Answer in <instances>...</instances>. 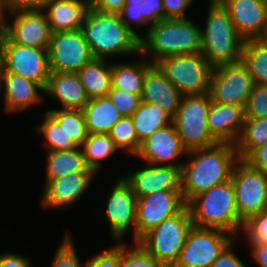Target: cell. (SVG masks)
<instances>
[{"mask_svg": "<svg viewBox=\"0 0 267 267\" xmlns=\"http://www.w3.org/2000/svg\"><path fill=\"white\" fill-rule=\"evenodd\" d=\"M186 205L190 210L193 226L223 230L238 240L243 221L238 215L231 179L198 194Z\"/></svg>", "mask_w": 267, "mask_h": 267, "instance_id": "4", "label": "cell"}, {"mask_svg": "<svg viewBox=\"0 0 267 267\" xmlns=\"http://www.w3.org/2000/svg\"><path fill=\"white\" fill-rule=\"evenodd\" d=\"M202 28L191 18L161 19L140 39V53L153 64L166 56L201 53Z\"/></svg>", "mask_w": 267, "mask_h": 267, "instance_id": "3", "label": "cell"}, {"mask_svg": "<svg viewBox=\"0 0 267 267\" xmlns=\"http://www.w3.org/2000/svg\"><path fill=\"white\" fill-rule=\"evenodd\" d=\"M90 9L119 14L127 0H88Z\"/></svg>", "mask_w": 267, "mask_h": 267, "instance_id": "50", "label": "cell"}, {"mask_svg": "<svg viewBox=\"0 0 267 267\" xmlns=\"http://www.w3.org/2000/svg\"><path fill=\"white\" fill-rule=\"evenodd\" d=\"M189 6H192L194 0H184Z\"/></svg>", "mask_w": 267, "mask_h": 267, "instance_id": "55", "label": "cell"}, {"mask_svg": "<svg viewBox=\"0 0 267 267\" xmlns=\"http://www.w3.org/2000/svg\"><path fill=\"white\" fill-rule=\"evenodd\" d=\"M186 158L188 161L184 160L181 167L185 204L198 194L231 179L234 165L239 160L235 144L226 142L187 151Z\"/></svg>", "mask_w": 267, "mask_h": 267, "instance_id": "1", "label": "cell"}, {"mask_svg": "<svg viewBox=\"0 0 267 267\" xmlns=\"http://www.w3.org/2000/svg\"><path fill=\"white\" fill-rule=\"evenodd\" d=\"M210 105L209 93L183 96L181 106L172 118V123L187 151L218 143L212 136L207 122Z\"/></svg>", "mask_w": 267, "mask_h": 267, "instance_id": "6", "label": "cell"}, {"mask_svg": "<svg viewBox=\"0 0 267 267\" xmlns=\"http://www.w3.org/2000/svg\"><path fill=\"white\" fill-rule=\"evenodd\" d=\"M121 267H165L139 242H121Z\"/></svg>", "mask_w": 267, "mask_h": 267, "instance_id": "37", "label": "cell"}, {"mask_svg": "<svg viewBox=\"0 0 267 267\" xmlns=\"http://www.w3.org/2000/svg\"><path fill=\"white\" fill-rule=\"evenodd\" d=\"M186 155L187 150L184 148L181 138L177 135L173 123H171L156 130L143 140L134 157L148 164L182 166V156L185 158Z\"/></svg>", "mask_w": 267, "mask_h": 267, "instance_id": "17", "label": "cell"}, {"mask_svg": "<svg viewBox=\"0 0 267 267\" xmlns=\"http://www.w3.org/2000/svg\"><path fill=\"white\" fill-rule=\"evenodd\" d=\"M183 95L209 93L213 66L202 53L170 55L154 63Z\"/></svg>", "mask_w": 267, "mask_h": 267, "instance_id": "8", "label": "cell"}, {"mask_svg": "<svg viewBox=\"0 0 267 267\" xmlns=\"http://www.w3.org/2000/svg\"><path fill=\"white\" fill-rule=\"evenodd\" d=\"M192 227L191 213L185 205L177 214L147 232L138 242L165 267H172Z\"/></svg>", "mask_w": 267, "mask_h": 267, "instance_id": "7", "label": "cell"}, {"mask_svg": "<svg viewBox=\"0 0 267 267\" xmlns=\"http://www.w3.org/2000/svg\"><path fill=\"white\" fill-rule=\"evenodd\" d=\"M254 87L253 78L240 60L214 66L209 95L220 104L239 105L245 108Z\"/></svg>", "mask_w": 267, "mask_h": 267, "instance_id": "12", "label": "cell"}, {"mask_svg": "<svg viewBox=\"0 0 267 267\" xmlns=\"http://www.w3.org/2000/svg\"><path fill=\"white\" fill-rule=\"evenodd\" d=\"M138 141L141 143L156 130L172 123V117L157 104L140 102L131 115Z\"/></svg>", "mask_w": 267, "mask_h": 267, "instance_id": "30", "label": "cell"}, {"mask_svg": "<svg viewBox=\"0 0 267 267\" xmlns=\"http://www.w3.org/2000/svg\"><path fill=\"white\" fill-rule=\"evenodd\" d=\"M140 57V58H139ZM130 62H112L111 60V84L113 88L125 90L132 94H141L143 79L147 69L153 64L141 53Z\"/></svg>", "mask_w": 267, "mask_h": 267, "instance_id": "26", "label": "cell"}, {"mask_svg": "<svg viewBox=\"0 0 267 267\" xmlns=\"http://www.w3.org/2000/svg\"><path fill=\"white\" fill-rule=\"evenodd\" d=\"M208 4L202 27V55L213 67L240 61L245 40L219 0H210Z\"/></svg>", "mask_w": 267, "mask_h": 267, "instance_id": "5", "label": "cell"}, {"mask_svg": "<svg viewBox=\"0 0 267 267\" xmlns=\"http://www.w3.org/2000/svg\"><path fill=\"white\" fill-rule=\"evenodd\" d=\"M189 8L184 0H163V19L187 18Z\"/></svg>", "mask_w": 267, "mask_h": 267, "instance_id": "46", "label": "cell"}, {"mask_svg": "<svg viewBox=\"0 0 267 267\" xmlns=\"http://www.w3.org/2000/svg\"><path fill=\"white\" fill-rule=\"evenodd\" d=\"M71 232L65 231L58 249L55 250L50 267H84L85 262L80 261L79 252L74 245Z\"/></svg>", "mask_w": 267, "mask_h": 267, "instance_id": "38", "label": "cell"}, {"mask_svg": "<svg viewBox=\"0 0 267 267\" xmlns=\"http://www.w3.org/2000/svg\"><path fill=\"white\" fill-rule=\"evenodd\" d=\"M110 186L106 196L105 210L106 220L109 226V236L113 242H123L129 232L133 233V241L136 242V215L137 197L130 185L120 175Z\"/></svg>", "mask_w": 267, "mask_h": 267, "instance_id": "10", "label": "cell"}, {"mask_svg": "<svg viewBox=\"0 0 267 267\" xmlns=\"http://www.w3.org/2000/svg\"><path fill=\"white\" fill-rule=\"evenodd\" d=\"M108 60L93 58L77 72L89 99L106 97L111 89V62Z\"/></svg>", "mask_w": 267, "mask_h": 267, "instance_id": "29", "label": "cell"}, {"mask_svg": "<svg viewBox=\"0 0 267 267\" xmlns=\"http://www.w3.org/2000/svg\"><path fill=\"white\" fill-rule=\"evenodd\" d=\"M44 164L43 186L50 180L73 172H95L86 165L81 147L71 150L46 151Z\"/></svg>", "mask_w": 267, "mask_h": 267, "instance_id": "27", "label": "cell"}, {"mask_svg": "<svg viewBox=\"0 0 267 267\" xmlns=\"http://www.w3.org/2000/svg\"><path fill=\"white\" fill-rule=\"evenodd\" d=\"M243 106L211 101L207 122L212 136L218 142L235 144L244 126Z\"/></svg>", "mask_w": 267, "mask_h": 267, "instance_id": "24", "label": "cell"}, {"mask_svg": "<svg viewBox=\"0 0 267 267\" xmlns=\"http://www.w3.org/2000/svg\"><path fill=\"white\" fill-rule=\"evenodd\" d=\"M10 14L8 0H0V33L5 30Z\"/></svg>", "mask_w": 267, "mask_h": 267, "instance_id": "52", "label": "cell"}, {"mask_svg": "<svg viewBox=\"0 0 267 267\" xmlns=\"http://www.w3.org/2000/svg\"><path fill=\"white\" fill-rule=\"evenodd\" d=\"M89 134L109 133L123 115L106 97L92 98L82 109Z\"/></svg>", "mask_w": 267, "mask_h": 267, "instance_id": "28", "label": "cell"}, {"mask_svg": "<svg viewBox=\"0 0 267 267\" xmlns=\"http://www.w3.org/2000/svg\"><path fill=\"white\" fill-rule=\"evenodd\" d=\"M50 0H8L11 13L43 11Z\"/></svg>", "mask_w": 267, "mask_h": 267, "instance_id": "47", "label": "cell"}, {"mask_svg": "<svg viewBox=\"0 0 267 267\" xmlns=\"http://www.w3.org/2000/svg\"><path fill=\"white\" fill-rule=\"evenodd\" d=\"M244 109L245 118L267 117V84L254 85Z\"/></svg>", "mask_w": 267, "mask_h": 267, "instance_id": "40", "label": "cell"}, {"mask_svg": "<svg viewBox=\"0 0 267 267\" xmlns=\"http://www.w3.org/2000/svg\"><path fill=\"white\" fill-rule=\"evenodd\" d=\"M247 245L250 249L249 255L257 267H267V243Z\"/></svg>", "mask_w": 267, "mask_h": 267, "instance_id": "51", "label": "cell"}, {"mask_svg": "<svg viewBox=\"0 0 267 267\" xmlns=\"http://www.w3.org/2000/svg\"><path fill=\"white\" fill-rule=\"evenodd\" d=\"M267 144V117L245 118L242 131L235 143L239 159H244L253 149Z\"/></svg>", "mask_w": 267, "mask_h": 267, "instance_id": "34", "label": "cell"}, {"mask_svg": "<svg viewBox=\"0 0 267 267\" xmlns=\"http://www.w3.org/2000/svg\"><path fill=\"white\" fill-rule=\"evenodd\" d=\"M227 9L238 34L244 39L265 38L267 2L263 0H219Z\"/></svg>", "mask_w": 267, "mask_h": 267, "instance_id": "20", "label": "cell"}, {"mask_svg": "<svg viewBox=\"0 0 267 267\" xmlns=\"http://www.w3.org/2000/svg\"><path fill=\"white\" fill-rule=\"evenodd\" d=\"M107 97L123 116H131L138 109L141 102V94H132L112 86Z\"/></svg>", "mask_w": 267, "mask_h": 267, "instance_id": "41", "label": "cell"}, {"mask_svg": "<svg viewBox=\"0 0 267 267\" xmlns=\"http://www.w3.org/2000/svg\"><path fill=\"white\" fill-rule=\"evenodd\" d=\"M51 71L77 73L94 56L83 31L52 32L48 48Z\"/></svg>", "mask_w": 267, "mask_h": 267, "instance_id": "14", "label": "cell"}, {"mask_svg": "<svg viewBox=\"0 0 267 267\" xmlns=\"http://www.w3.org/2000/svg\"><path fill=\"white\" fill-rule=\"evenodd\" d=\"M140 7L142 16L149 25L163 19V0H143Z\"/></svg>", "mask_w": 267, "mask_h": 267, "instance_id": "45", "label": "cell"}, {"mask_svg": "<svg viewBox=\"0 0 267 267\" xmlns=\"http://www.w3.org/2000/svg\"><path fill=\"white\" fill-rule=\"evenodd\" d=\"M143 0H127L126 4H140Z\"/></svg>", "mask_w": 267, "mask_h": 267, "instance_id": "54", "label": "cell"}, {"mask_svg": "<svg viewBox=\"0 0 267 267\" xmlns=\"http://www.w3.org/2000/svg\"><path fill=\"white\" fill-rule=\"evenodd\" d=\"M97 175L96 172H73L48 181L41 192V206L46 211L72 209L88 191Z\"/></svg>", "mask_w": 267, "mask_h": 267, "instance_id": "16", "label": "cell"}, {"mask_svg": "<svg viewBox=\"0 0 267 267\" xmlns=\"http://www.w3.org/2000/svg\"><path fill=\"white\" fill-rule=\"evenodd\" d=\"M236 239L219 229L193 226L186 237L185 245L172 267H211L223 249Z\"/></svg>", "mask_w": 267, "mask_h": 267, "instance_id": "13", "label": "cell"}, {"mask_svg": "<svg viewBox=\"0 0 267 267\" xmlns=\"http://www.w3.org/2000/svg\"><path fill=\"white\" fill-rule=\"evenodd\" d=\"M3 63L0 56V92H1V81H2Z\"/></svg>", "mask_w": 267, "mask_h": 267, "instance_id": "53", "label": "cell"}, {"mask_svg": "<svg viewBox=\"0 0 267 267\" xmlns=\"http://www.w3.org/2000/svg\"><path fill=\"white\" fill-rule=\"evenodd\" d=\"M109 136L119 151L134 156L139 151L141 143L138 141L131 116H123L110 129Z\"/></svg>", "mask_w": 267, "mask_h": 267, "instance_id": "36", "label": "cell"}, {"mask_svg": "<svg viewBox=\"0 0 267 267\" xmlns=\"http://www.w3.org/2000/svg\"><path fill=\"white\" fill-rule=\"evenodd\" d=\"M119 15L123 24L132 32H134L140 39L142 38V35L137 30H139L141 27H145V34L147 33L150 25L144 20V17L142 16V9L140 7V4H125Z\"/></svg>", "mask_w": 267, "mask_h": 267, "instance_id": "43", "label": "cell"}, {"mask_svg": "<svg viewBox=\"0 0 267 267\" xmlns=\"http://www.w3.org/2000/svg\"><path fill=\"white\" fill-rule=\"evenodd\" d=\"M231 180L235 189L238 215L242 221L267 210L266 173L239 159L234 165Z\"/></svg>", "mask_w": 267, "mask_h": 267, "instance_id": "11", "label": "cell"}, {"mask_svg": "<svg viewBox=\"0 0 267 267\" xmlns=\"http://www.w3.org/2000/svg\"><path fill=\"white\" fill-rule=\"evenodd\" d=\"M185 205L182 190L158 191L138 198L136 242L164 220L177 214Z\"/></svg>", "mask_w": 267, "mask_h": 267, "instance_id": "15", "label": "cell"}, {"mask_svg": "<svg viewBox=\"0 0 267 267\" xmlns=\"http://www.w3.org/2000/svg\"><path fill=\"white\" fill-rule=\"evenodd\" d=\"M241 61L252 76L254 85L267 84V40L265 38L246 39Z\"/></svg>", "mask_w": 267, "mask_h": 267, "instance_id": "32", "label": "cell"}, {"mask_svg": "<svg viewBox=\"0 0 267 267\" xmlns=\"http://www.w3.org/2000/svg\"><path fill=\"white\" fill-rule=\"evenodd\" d=\"M183 96L155 64L147 69L143 79L142 102L157 104L173 118Z\"/></svg>", "mask_w": 267, "mask_h": 267, "instance_id": "22", "label": "cell"}, {"mask_svg": "<svg viewBox=\"0 0 267 267\" xmlns=\"http://www.w3.org/2000/svg\"><path fill=\"white\" fill-rule=\"evenodd\" d=\"M86 258L84 267H121V242Z\"/></svg>", "mask_w": 267, "mask_h": 267, "instance_id": "42", "label": "cell"}, {"mask_svg": "<svg viewBox=\"0 0 267 267\" xmlns=\"http://www.w3.org/2000/svg\"><path fill=\"white\" fill-rule=\"evenodd\" d=\"M181 167L145 162L143 165L142 162L138 169L135 167L133 171L130 170L121 176L130 185L138 199L158 191L182 190Z\"/></svg>", "mask_w": 267, "mask_h": 267, "instance_id": "18", "label": "cell"}, {"mask_svg": "<svg viewBox=\"0 0 267 267\" xmlns=\"http://www.w3.org/2000/svg\"><path fill=\"white\" fill-rule=\"evenodd\" d=\"M59 124L74 143L81 147L88 137L85 117L79 109H45Z\"/></svg>", "mask_w": 267, "mask_h": 267, "instance_id": "35", "label": "cell"}, {"mask_svg": "<svg viewBox=\"0 0 267 267\" xmlns=\"http://www.w3.org/2000/svg\"><path fill=\"white\" fill-rule=\"evenodd\" d=\"M81 148L86 165L97 174L103 170L105 160H111L113 155L120 153L108 133L88 134Z\"/></svg>", "mask_w": 267, "mask_h": 267, "instance_id": "31", "label": "cell"}, {"mask_svg": "<svg viewBox=\"0 0 267 267\" xmlns=\"http://www.w3.org/2000/svg\"><path fill=\"white\" fill-rule=\"evenodd\" d=\"M42 120L41 124H36L33 128L41 135L45 151L71 150L78 147L47 111H44Z\"/></svg>", "mask_w": 267, "mask_h": 267, "instance_id": "33", "label": "cell"}, {"mask_svg": "<svg viewBox=\"0 0 267 267\" xmlns=\"http://www.w3.org/2000/svg\"><path fill=\"white\" fill-rule=\"evenodd\" d=\"M243 160L267 174V144L253 149Z\"/></svg>", "mask_w": 267, "mask_h": 267, "instance_id": "49", "label": "cell"}, {"mask_svg": "<svg viewBox=\"0 0 267 267\" xmlns=\"http://www.w3.org/2000/svg\"><path fill=\"white\" fill-rule=\"evenodd\" d=\"M236 240L233 239L219 254L218 258L212 263L211 267H248L239 255L234 251Z\"/></svg>", "mask_w": 267, "mask_h": 267, "instance_id": "44", "label": "cell"}, {"mask_svg": "<svg viewBox=\"0 0 267 267\" xmlns=\"http://www.w3.org/2000/svg\"><path fill=\"white\" fill-rule=\"evenodd\" d=\"M8 19L3 33L13 43L44 49L49 48L52 30L43 11L11 13Z\"/></svg>", "mask_w": 267, "mask_h": 267, "instance_id": "19", "label": "cell"}, {"mask_svg": "<svg viewBox=\"0 0 267 267\" xmlns=\"http://www.w3.org/2000/svg\"><path fill=\"white\" fill-rule=\"evenodd\" d=\"M90 9L88 0H50L43 12L52 32L80 30Z\"/></svg>", "mask_w": 267, "mask_h": 267, "instance_id": "25", "label": "cell"}, {"mask_svg": "<svg viewBox=\"0 0 267 267\" xmlns=\"http://www.w3.org/2000/svg\"><path fill=\"white\" fill-rule=\"evenodd\" d=\"M81 30L94 58L116 59L140 54V38L128 29L117 13L89 9Z\"/></svg>", "mask_w": 267, "mask_h": 267, "instance_id": "2", "label": "cell"}, {"mask_svg": "<svg viewBox=\"0 0 267 267\" xmlns=\"http://www.w3.org/2000/svg\"><path fill=\"white\" fill-rule=\"evenodd\" d=\"M239 235L245 236L246 244L267 243V210L250 216L242 222Z\"/></svg>", "mask_w": 267, "mask_h": 267, "instance_id": "39", "label": "cell"}, {"mask_svg": "<svg viewBox=\"0 0 267 267\" xmlns=\"http://www.w3.org/2000/svg\"><path fill=\"white\" fill-rule=\"evenodd\" d=\"M32 259L29 255L17 252L3 251L0 253V267H32Z\"/></svg>", "mask_w": 267, "mask_h": 267, "instance_id": "48", "label": "cell"}, {"mask_svg": "<svg viewBox=\"0 0 267 267\" xmlns=\"http://www.w3.org/2000/svg\"><path fill=\"white\" fill-rule=\"evenodd\" d=\"M44 95L47 99L57 100L61 109L82 110L90 100L78 73L74 72L51 71Z\"/></svg>", "mask_w": 267, "mask_h": 267, "instance_id": "23", "label": "cell"}, {"mask_svg": "<svg viewBox=\"0 0 267 267\" xmlns=\"http://www.w3.org/2000/svg\"><path fill=\"white\" fill-rule=\"evenodd\" d=\"M1 94L6 114L24 113L44 102V90L18 74L2 72Z\"/></svg>", "mask_w": 267, "mask_h": 267, "instance_id": "21", "label": "cell"}, {"mask_svg": "<svg viewBox=\"0 0 267 267\" xmlns=\"http://www.w3.org/2000/svg\"><path fill=\"white\" fill-rule=\"evenodd\" d=\"M0 56L3 72L18 74L36 82L43 90L50 76L48 49L13 43L0 33Z\"/></svg>", "mask_w": 267, "mask_h": 267, "instance_id": "9", "label": "cell"}]
</instances>
